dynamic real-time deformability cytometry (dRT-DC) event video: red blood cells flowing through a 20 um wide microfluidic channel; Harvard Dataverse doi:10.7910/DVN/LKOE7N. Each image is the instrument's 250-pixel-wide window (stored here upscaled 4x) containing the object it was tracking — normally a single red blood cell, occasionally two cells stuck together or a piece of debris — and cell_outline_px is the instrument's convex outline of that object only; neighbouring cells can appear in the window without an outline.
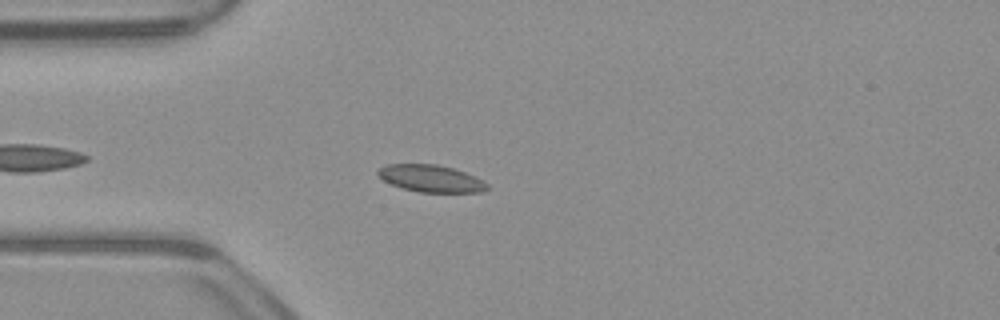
{"species": "common noctule bat (a hibernating species)", "species_latin": "Nyctalus noctula", "temperature_condition": "warm", "stored_images_in_passage": 35, "camera_frame_rate_fps": 3000, "um_per_image_px": 0.085, "animal": {"sex": "male", "body_mass_g": 23.1, "forearm_length_mm": 52.7}, "frame": {"image": 1, "passage_image": 4, "time_ms": 1.0, "image_size_px": [1000, 320], "cell_outline_px": [[488, 188], [484, 192], [420, 192], [404, 188], [392, 184], [384, 180], [376, 172], [380, 168], [388, 164], [436, 164], [452, 168], [476, 176], [484, 180], [488, 184]], "centroid_in_image_um": [36.68, 15.17], "position_along_channel_um": 48.3, "area_um2": 17.11}}
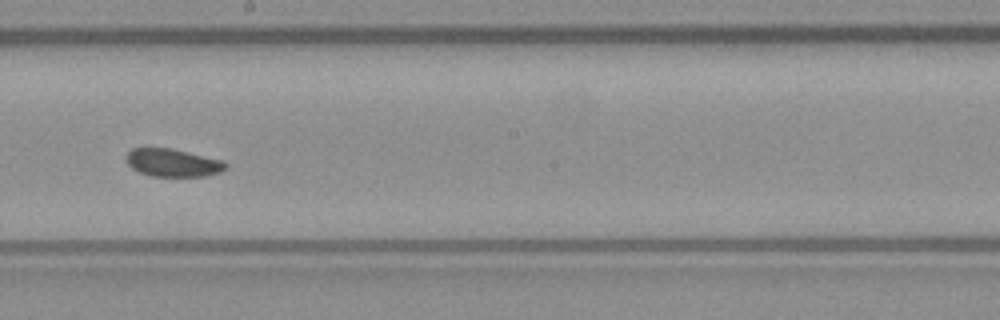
{"frame": {"image": 2, "passage_image": 19, "time_ms": 6.0, "image_size_px": [1000, 320], "cell_outline_px": [[228, 168], [220, 172], [204, 176], [152, 176], [140, 172], [132, 168], [128, 164], [128, 152], [132, 148], [168, 148], [224, 160], [228, 164]], "centroid_in_image_um": [14.74, 13.84], "position_along_channel_um": 233.5, "area_um2": 15.95}}
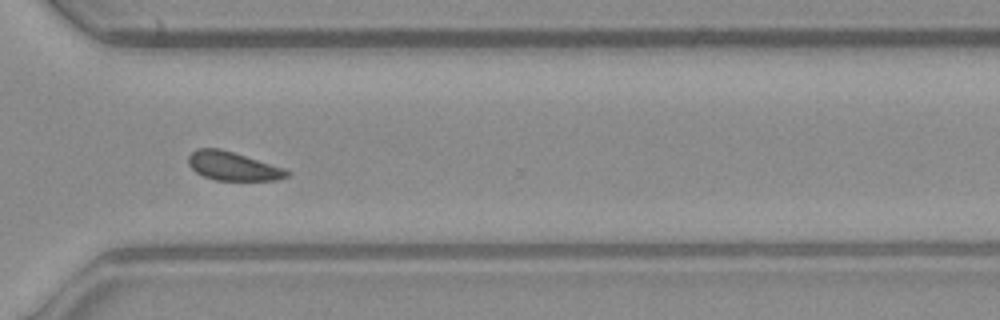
{"frame": {"image": 3, "passage_image": 28, "time_ms": 9.0, "image_size_px": [1000, 320], "cell_outline_px": [[292, 172], [288, 176], [276, 180], [216, 180], [204, 176], [196, 172], [188, 164], [188, 156], [196, 148], [220, 148], [284, 168]], "centroid_in_image_um": [19.79, 14.12], "position_along_channel_um": 350.8, "area_um2": 16.36}}